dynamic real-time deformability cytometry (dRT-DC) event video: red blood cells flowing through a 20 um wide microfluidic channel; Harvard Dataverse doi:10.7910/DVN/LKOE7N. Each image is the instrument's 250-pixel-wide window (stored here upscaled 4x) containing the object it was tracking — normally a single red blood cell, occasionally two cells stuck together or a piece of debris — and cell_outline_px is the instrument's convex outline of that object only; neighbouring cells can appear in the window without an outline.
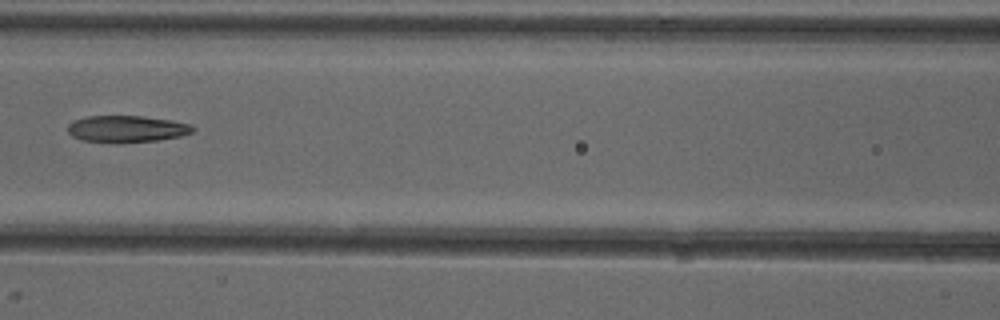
{"species": "common noctule bat (a hibernating species)", "species_latin": "Nyctalus noctula", "temperature_condition": "cold", "stored_images_in_passage": 5, "camera_frame_rate_fps": 3000, "um_per_image_px": 0.085, "animal": {"sex": "female"}, "frame": {"image": 1, "passage_image": 4, "time_ms": 3.667, "image_size_px": [1000, 320], "cell_outline_px": [[196, 128], [192, 132], [180, 136], [156, 140], [120, 144], [112, 144], [84, 140], [72, 136], [68, 132], [68, 124], [84, 116], [140, 116], [172, 120], [192, 124]], "centroid_in_image_um": [10.77, 10.97], "position_along_channel_um": 155.8, "area_um2": 19.77}}
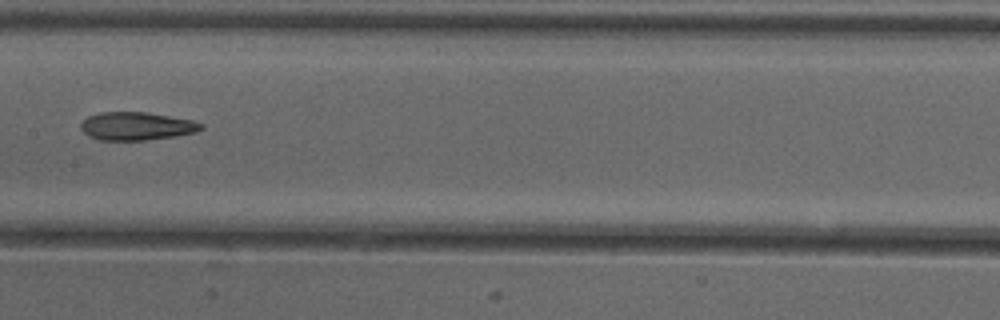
{"frame": {"image": 2, "passage_image": 5, "time_ms": 4.667, "image_size_px": [1000, 320], "cell_outline_px": [[204, 128], [196, 132], [176, 136], [144, 140], [100, 140], [88, 136], [80, 128], [80, 124], [88, 116], [100, 112], [144, 112], [192, 120], [204, 124]], "centroid_in_image_um": [11.6, 10.72], "position_along_channel_um": 195.8, "area_um2": 19.65}}